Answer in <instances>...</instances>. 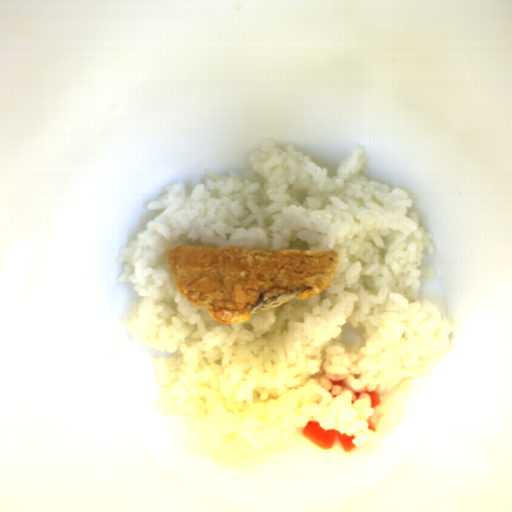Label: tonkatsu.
Here are the masks:
<instances>
[{
    "label": "tonkatsu",
    "mask_w": 512,
    "mask_h": 512,
    "mask_svg": "<svg viewBox=\"0 0 512 512\" xmlns=\"http://www.w3.org/2000/svg\"><path fill=\"white\" fill-rule=\"evenodd\" d=\"M339 257L332 249H258L177 245L167 269L185 299L217 324L246 321L328 286Z\"/></svg>",
    "instance_id": "d4beea91"
}]
</instances>
